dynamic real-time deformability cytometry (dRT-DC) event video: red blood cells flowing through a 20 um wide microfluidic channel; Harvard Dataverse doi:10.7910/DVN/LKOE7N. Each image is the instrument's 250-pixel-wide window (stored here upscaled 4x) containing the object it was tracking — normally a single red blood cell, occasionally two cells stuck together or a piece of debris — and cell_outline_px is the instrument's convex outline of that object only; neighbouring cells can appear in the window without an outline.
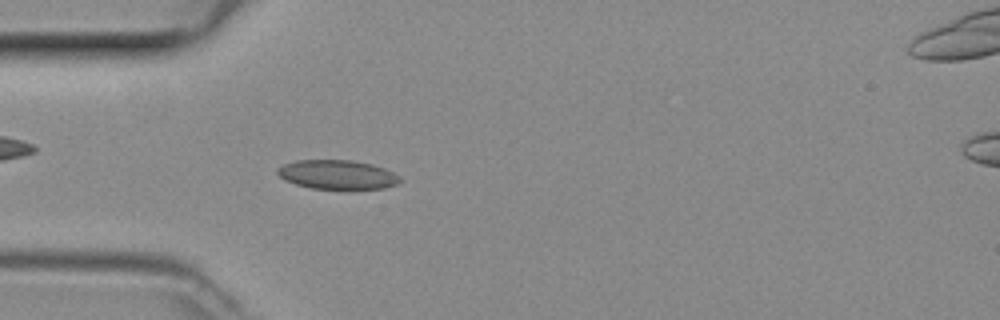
{"species": "common noctule bat (a hibernating species)", "species_latin": "Nyctalus noctula", "temperature_condition": "room temperature", "stored_images_in_passage": 47, "camera_frame_rate_fps": 3000, "um_per_image_px": 0.085, "animal": {"sex": "female", "body_mass_g": 29.2, "forearm_length_mm": 56.3}, "frame": {"image": 1, "passage_image": 13, "time_ms": 4.0, "image_size_px": [1000, 320], "cell_outline_px": [[400, 180], [396, 184], [384, 188], [312, 188], [296, 184], [284, 180], [276, 172], [276, 168], [284, 164], [296, 160], [352, 160], [372, 164], [384, 168], [400, 176]], "centroid_in_image_um": [28.64, 14.82], "position_along_channel_um": 56.4, "area_um2": 20.58}}
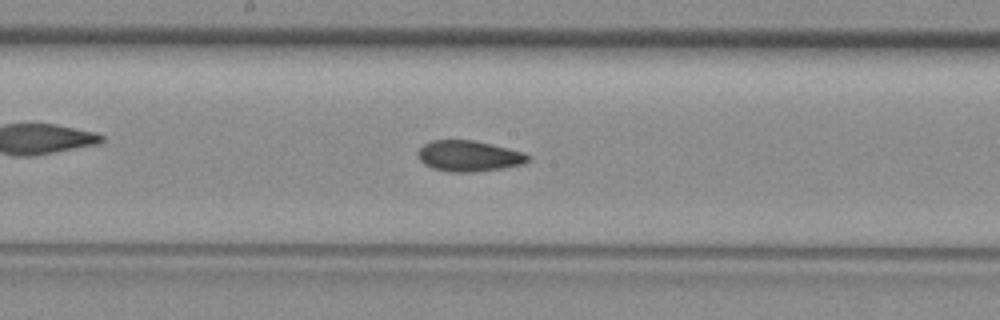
{"frame": {"image": 2, "passage_image": 24, "time_ms": 7.667, "image_size_px": [1000, 320], "cell_outline_px": [[532, 160], [524, 164], [504, 168], [472, 172], [448, 172], [432, 168], [424, 164], [416, 156], [416, 152], [424, 144], [432, 140], [472, 140], [508, 148], [524, 152], [532, 156]], "centroid_in_image_um": [39.87, 13.27], "position_along_channel_um": 208.3, "area_um2": 20.06}}
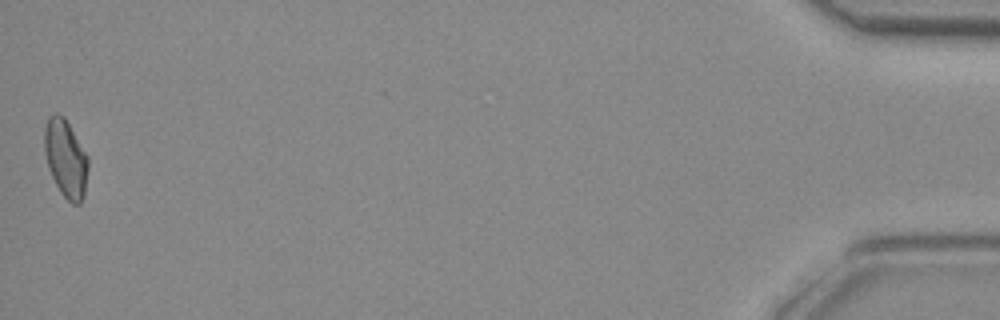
{"frame": {"image": 3, "passage_image": 47, "time_ms": 15.333, "image_size_px": [1000, 320], "cell_outline_px": [[88, 168], [84, 196], [80, 204], [72, 204], [60, 192], [48, 168], [44, 152], [44, 128], [48, 116], [56, 112], [64, 116], [88, 156]], "centroid_in_image_um": [5.57, 13.45], "position_along_channel_um": 429.6, "area_um2": 19.94}}